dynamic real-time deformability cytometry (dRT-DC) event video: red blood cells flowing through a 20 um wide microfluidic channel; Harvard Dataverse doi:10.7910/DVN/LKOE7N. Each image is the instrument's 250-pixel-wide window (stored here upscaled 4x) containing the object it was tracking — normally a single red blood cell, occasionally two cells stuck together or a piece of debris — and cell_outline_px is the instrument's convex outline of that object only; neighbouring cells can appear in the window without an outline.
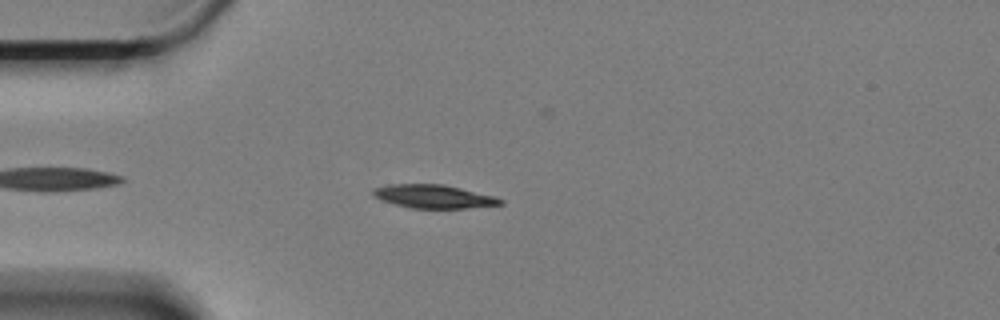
{"species": "Egyptian fruit bat (a non-hibernating species)", "species_latin": "Rousettus aegyptiacus", "temperature_condition": "cold", "stored_images_in_passage": 35, "camera_frame_rate_fps": 3000, "um_per_image_px": 0.085, "animal": {"sex": "female"}, "frame": {"image": 1, "passage_image": 7, "time_ms": 2.0, "image_size_px": [1000, 320], "cell_outline_px": [[504, 204], [468, 208], [412, 208], [380, 200], [372, 196], [372, 188], [388, 184], [444, 184], [496, 196], [504, 200]], "centroid_in_image_um": [36.86, 16.69], "position_along_channel_um": 48.1, "area_um2": 17.57}}
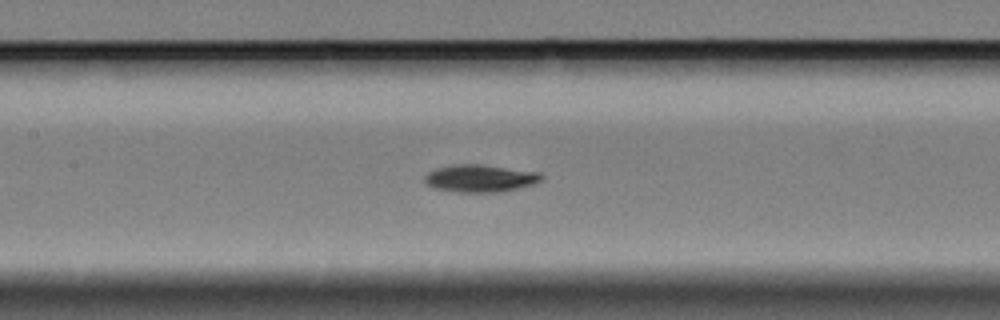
{"frame": {"image": 2, "passage_image": 19, "time_ms": 6.0, "image_size_px": [1000, 320], "cell_outline_px": [[544, 176], [540, 180], [532, 184], [500, 192], [456, 192], [432, 188], [424, 180], [424, 176], [428, 172], [440, 168], [456, 164], [476, 164], [540, 172]], "centroid_in_image_um": [40.79, 15.16], "position_along_channel_um": 166.6, "area_um2": 18.38}}
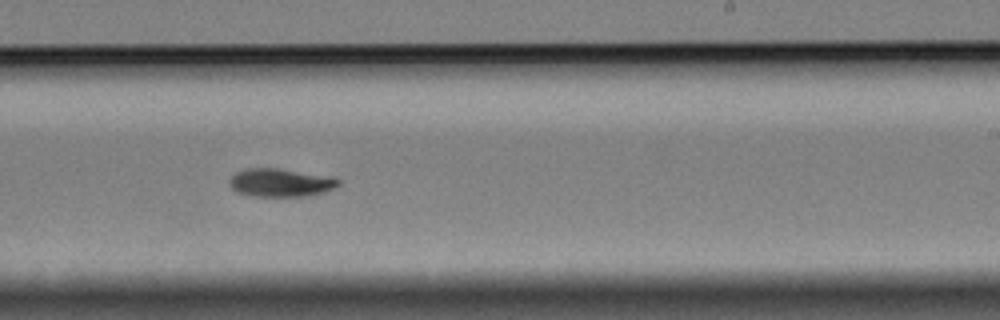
{"frame": {"image": 3, "passage_image": 28, "time_ms": 9.0, "image_size_px": [1000, 320], "cell_outline_px": [[340, 184], [336, 188], [324, 192], [308, 196], [252, 196], [240, 192], [232, 188], [228, 184], [228, 180], [236, 172], [248, 168], [276, 168], [332, 176], [340, 180]], "centroid_in_image_um": [23.88, 15.52], "position_along_channel_um": 265.1, "area_um2": 17.98}}